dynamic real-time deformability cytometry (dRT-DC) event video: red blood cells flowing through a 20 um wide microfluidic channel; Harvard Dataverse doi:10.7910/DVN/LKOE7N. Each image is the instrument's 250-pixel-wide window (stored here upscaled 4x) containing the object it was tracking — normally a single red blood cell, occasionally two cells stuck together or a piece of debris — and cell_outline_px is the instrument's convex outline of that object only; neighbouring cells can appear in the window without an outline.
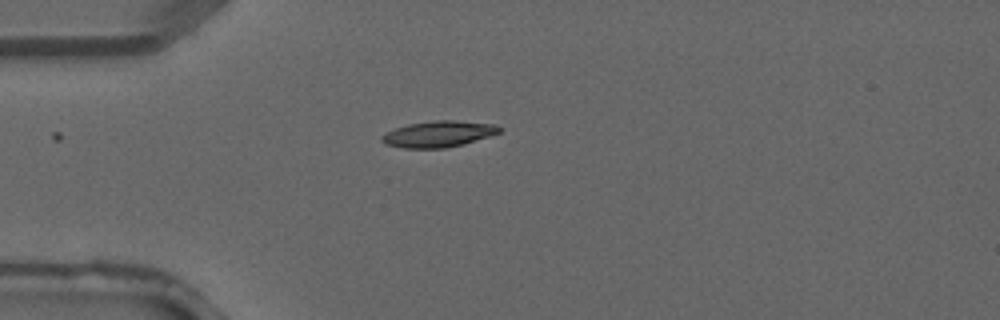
{"species": "common noctule bat (a hibernating species)", "species_latin": "Nyctalus noctula", "temperature_condition": "warm", "stored_images_in_passage": 4, "camera_frame_rate_fps": 3000, "um_per_image_px": 0.085, "animal": {"sex": "male", "forearm_length_mm": 52.5}, "frame": {"image": 1, "passage_image": 4, "time_ms": 1.0, "image_size_px": [1000, 320], "cell_outline_px": [[500, 132], [464, 144], [444, 148], [404, 148], [384, 144], [380, 140], [380, 136], [396, 128], [408, 124], [432, 120], [456, 120], [496, 124], [500, 128]], "centroid_in_image_um": [37.25, 11.39], "position_along_channel_um": 47.8, "area_um2": 17.92}}